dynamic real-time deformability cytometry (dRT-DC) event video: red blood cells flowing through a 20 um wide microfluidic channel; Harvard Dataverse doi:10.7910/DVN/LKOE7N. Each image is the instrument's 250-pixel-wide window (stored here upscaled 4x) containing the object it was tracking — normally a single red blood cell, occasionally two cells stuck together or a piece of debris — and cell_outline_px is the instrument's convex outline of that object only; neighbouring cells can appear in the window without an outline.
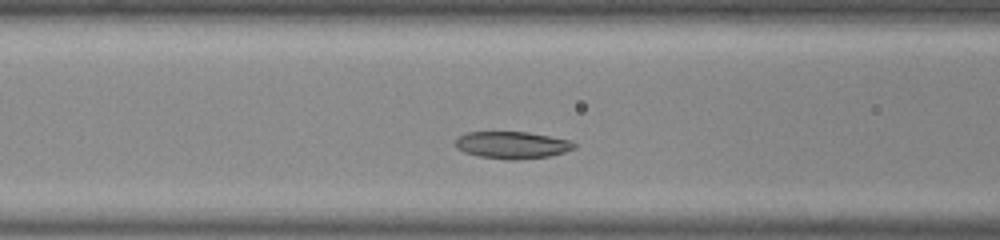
{"species": "common noctule bat (a hibernating species)", "species_latin": "Nyctalus noctula", "temperature_condition": "room temperature", "stored_images_in_passage": 34, "camera_frame_rate_fps": 3000, "um_per_image_px": 0.085, "animal": {"sex": "male", "body_mass_g": 20.0, "forearm_length_mm": 53.3}, "frame": {"image": 1, "passage_image": 10, "time_ms": 3.0, "image_size_px": [1000, 240], "cell_outline_px": [[576, 148], [552, 156], [516, 160], [508, 160], [480, 156], [464, 152], [456, 148], [456, 136], [468, 132], [528, 132], [572, 140], [576, 144]], "centroid_in_image_um": [43.56, 12.33], "position_along_channel_um": 123.0, "area_um2": 18.96}}
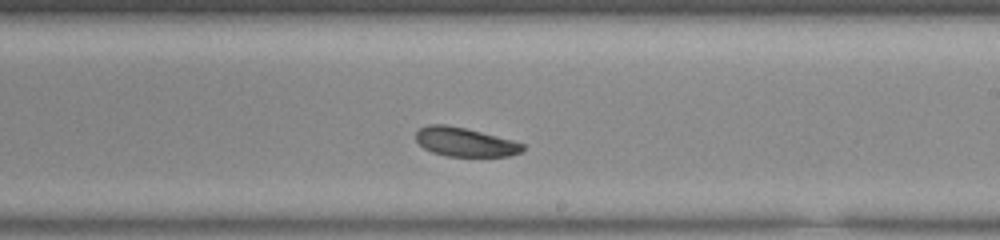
{"frame": {"image": 2, "passage_image": 20, "time_ms": 6.333, "image_size_px": [1000, 240], "cell_outline_px": [[524, 148], [520, 152], [508, 156], [448, 156], [432, 152], [424, 148], [416, 140], [416, 132], [420, 128], [428, 124], [444, 124], [464, 128], [512, 140], [524, 144]], "centroid_in_image_um": [39.49, 12.07], "position_along_channel_um": 249.5, "area_um2": 17.74}}
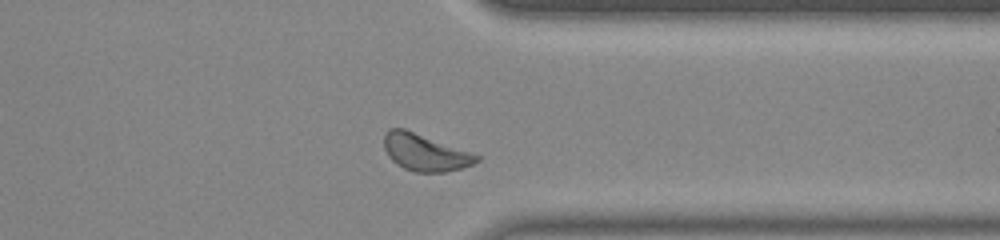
{"frame": {"image": 3, "passage_image": 30, "time_ms": 9.667, "image_size_px": [1000, 240], "cell_outline_px": [[480, 160], [464, 168], [444, 172], [416, 172], [404, 168], [396, 164], [388, 156], [384, 148], [384, 136], [388, 128], [404, 128], [472, 152], [480, 156]], "centroid_in_image_um": [36.13, 12.95], "position_along_channel_um": 375.3, "area_um2": 20.0}, "authors_computed_cell_mechanics": {"area_um2": 18.9006, "velocity_mm_per_s": 3.8042, "shape_relaxation_time_tau1_ms": 1.2971, "shape_relaxation_time_tau2_ms": 6.2466, "deformation_change_tau1": 0.0741, "deformation_change_tau2": 0.1275}}